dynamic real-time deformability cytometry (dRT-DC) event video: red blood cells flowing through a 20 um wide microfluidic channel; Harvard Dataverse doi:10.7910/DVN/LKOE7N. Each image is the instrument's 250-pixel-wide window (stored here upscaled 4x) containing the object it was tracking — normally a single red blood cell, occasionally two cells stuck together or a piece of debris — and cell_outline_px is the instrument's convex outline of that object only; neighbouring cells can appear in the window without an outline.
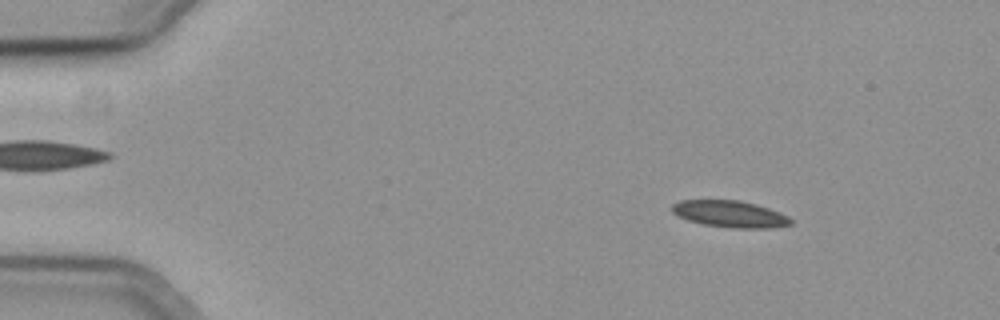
{"species": "common noctule bat (a hibernating species)", "species_latin": "Nyctalus noctula", "temperature_condition": "cold", "stored_images_in_passage": 10, "camera_frame_rate_fps": 3000, "um_per_image_px": 0.085, "animal": {"sex": "female", "body_mass_g": 19.3, "forearm_length_mm": 54.1}, "frame": {"image": 1, "passage_image": 1, "time_ms": 0.0, "image_size_px": [1000, 320], "cell_outline_px": [[792, 224], [772, 228], [736, 228], [704, 224], [688, 220], [672, 212], [672, 204], [680, 200], [740, 200], [756, 204], [780, 212], [788, 216], [792, 220]], "centroid_in_image_um": [62.08, 18.18], "position_along_channel_um": 22.9, "area_um2": 18.38}}